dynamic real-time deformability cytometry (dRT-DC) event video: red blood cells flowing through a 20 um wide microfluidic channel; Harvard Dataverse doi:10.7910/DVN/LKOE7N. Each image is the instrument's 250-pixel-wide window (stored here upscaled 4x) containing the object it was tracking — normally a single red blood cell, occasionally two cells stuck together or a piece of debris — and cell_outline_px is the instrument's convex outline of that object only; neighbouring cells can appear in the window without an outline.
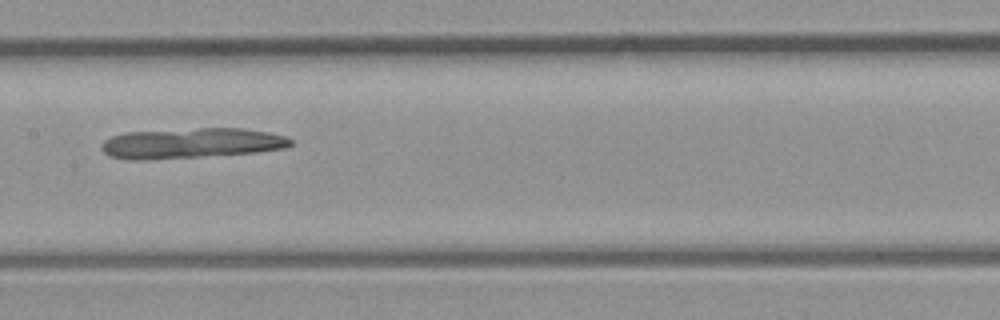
{"species": "common noctule bat (a hibernating species)", "species_latin": "Nyctalus noctula", "temperature_condition": "room temperature", "stored_images_in_passage": 29, "camera_frame_rate_fps": 3000, "um_per_image_px": 0.085, "animal": {"sex": "male", "body_mass_g": 23.1, "forearm_length_mm": 52.7}, "frame": {"image": 1, "passage_image": 10, "time_ms": 3.0, "image_size_px": [1000, 320], "cell_outline_px": [[292, 144], [284, 148], [256, 152], [152, 160], [124, 160], [108, 156], [100, 148], [104, 140], [112, 136], [124, 132], [200, 128], [244, 128], [268, 132], [284, 136], [292, 140]], "centroid_in_image_um": [16.19, 12.18], "position_along_channel_um": 191.2, "area_um2": 33.58}}
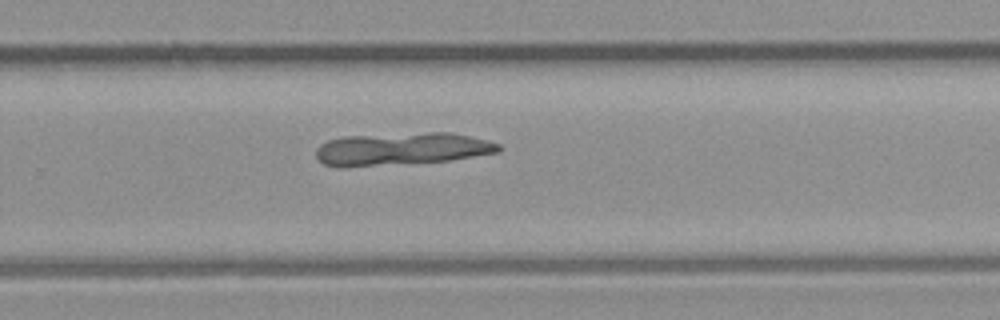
{"frame": {"image": 2, "passage_image": 16, "time_ms": 5.0, "image_size_px": [1000, 320], "cell_outline_px": [[504, 148], [500, 152], [448, 160], [372, 164], [324, 164], [316, 156], [316, 148], [320, 144], [328, 140], [344, 136], [428, 132], [452, 132], [488, 140], [500, 144]], "centroid_in_image_um": [34.27, 12.59], "position_along_channel_um": 295.5, "area_um2": 33.52}}
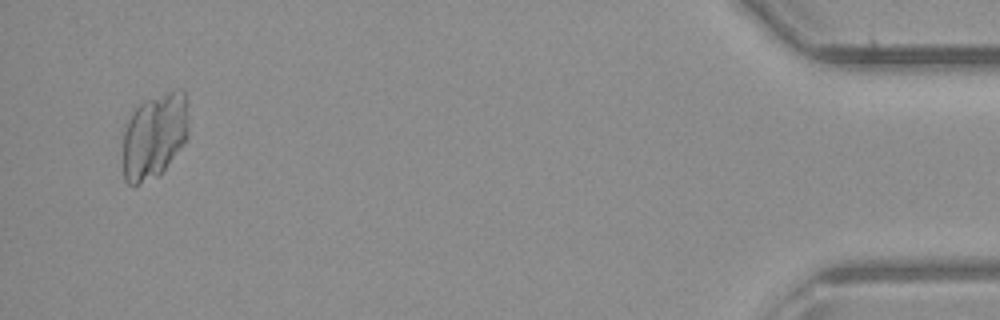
{"frame": {"image": 3, "passage_image": 28, "time_ms": 9.0, "image_size_px": [1000, 320], "cell_outline_px": [[188, 136], [164, 168], [156, 176], [136, 184], [128, 184], [124, 180], [124, 132], [128, 120], [132, 112], [144, 100], [176, 88], [184, 92], [188, 120]], "centroid_in_image_um": [13.12, 11.5], "position_along_channel_um": 422.1, "area_um2": 32.02}}